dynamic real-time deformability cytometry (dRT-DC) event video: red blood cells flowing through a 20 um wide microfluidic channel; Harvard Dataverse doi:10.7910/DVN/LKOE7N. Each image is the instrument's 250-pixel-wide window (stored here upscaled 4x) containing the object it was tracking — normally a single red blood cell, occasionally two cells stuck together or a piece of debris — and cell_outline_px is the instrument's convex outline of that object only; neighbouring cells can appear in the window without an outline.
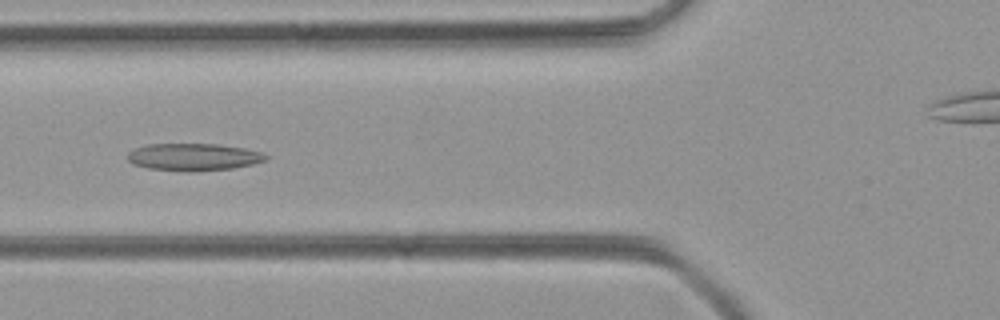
{"species": "common noctule bat (a hibernating species)", "species_latin": "Nyctalus noctula", "temperature_condition": "room temperature", "stored_images_in_passage": 50, "camera_frame_rate_fps": 3000, "um_per_image_px": 0.085, "animal": {"sex": "female", "body_mass_g": 21.9}, "frame": {"image": 1, "passage_image": 18, "time_ms": 5.667, "image_size_px": [1000, 320], "cell_outline_px": [[268, 160], [252, 164], [232, 168], [192, 172], [188, 172], [148, 168], [132, 164], [128, 160], [128, 152], [136, 148], [148, 144], [220, 144], [244, 148], [264, 152], [268, 156]], "centroid_in_image_um": [16.48, 13.34], "position_along_channel_um": 109.3, "area_um2": 22.14}}
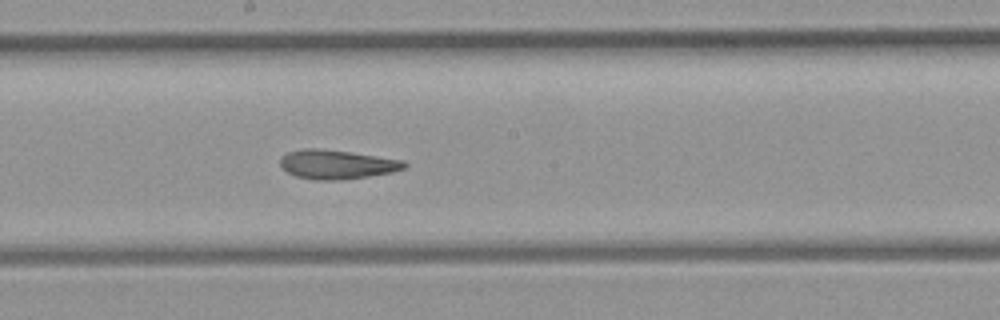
{"frame": {"image": 2, "passage_image": 26, "time_ms": 8.333, "image_size_px": [1000, 320], "cell_outline_px": [[408, 164], [404, 168], [392, 172], [368, 176], [340, 180], [316, 180], [296, 176], [288, 172], [280, 164], [280, 160], [288, 152], [304, 148], [316, 148], [352, 152], [404, 160]], "centroid_in_image_um": [28.66, 13.97], "position_along_channel_um": 219.5, "area_um2": 20.92}}
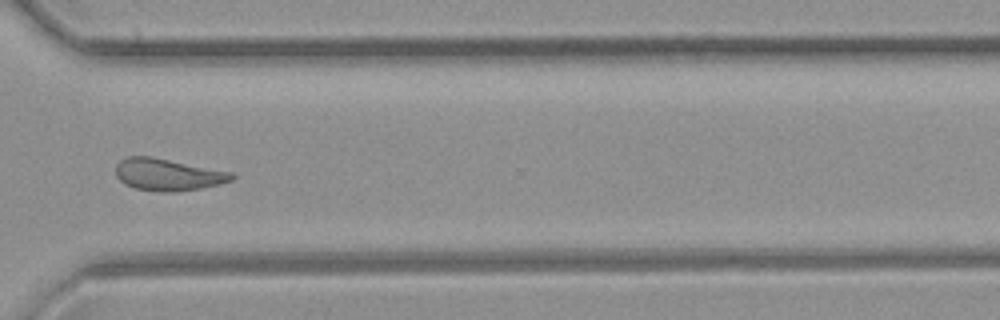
{"frame": {"image": 3, "passage_image": 36, "time_ms": 11.667, "image_size_px": [1000, 320], "cell_outline_px": [[236, 176], [232, 180], [200, 188], [176, 192], [160, 192], [136, 188], [124, 184], [116, 176], [116, 164], [120, 160], [128, 156], [152, 156], [232, 172]], "centroid_in_image_um": [14.24, 14.83], "position_along_channel_um": 356.4, "area_um2": 21.62}}